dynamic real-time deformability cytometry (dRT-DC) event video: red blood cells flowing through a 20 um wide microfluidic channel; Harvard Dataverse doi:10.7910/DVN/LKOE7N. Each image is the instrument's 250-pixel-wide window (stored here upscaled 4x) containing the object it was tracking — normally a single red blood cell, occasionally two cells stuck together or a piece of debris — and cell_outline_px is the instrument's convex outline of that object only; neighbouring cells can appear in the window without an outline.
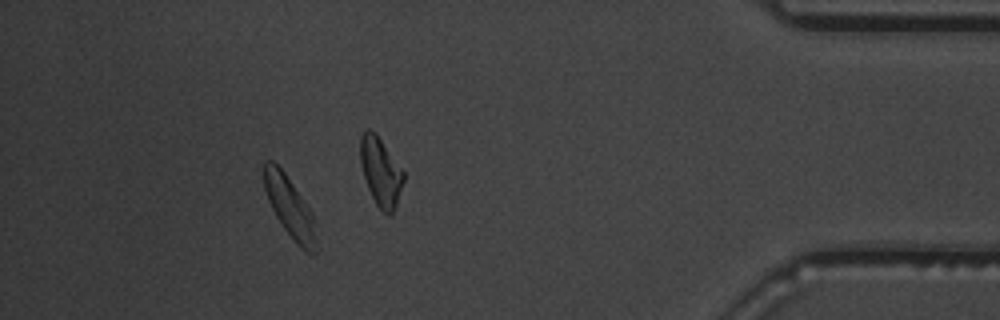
{"species": "common noctule bat (a hibernating species)", "species_latin": "Nyctalus noctula", "temperature_condition": "warm", "stored_images_in_passage": 44, "camera_frame_rate_fps": 3000, "um_per_image_px": 0.085, "animal": {"sex": "male", "body_mass_g": 19.5, "forearm_length_mm": 54.6}, "frame": {"image": 1, "passage_image": 38, "time_ms": 12.333, "image_size_px": [1000, 320], "cell_outline_px": [[316, 252], [312, 256], [300, 248], [296, 244], [284, 228], [276, 216], [268, 200], [264, 188], [264, 160], [272, 160], [284, 172], [304, 200], [312, 212], [316, 240]], "centroid_in_image_um": [24.63, 17.64], "position_along_channel_um": 410.6, "area_um2": 18.26}, "authors_computed_cell_mechanics": {"area_um2": 18.9295, "velocity_mm_per_s": 3.6463, "shape_relaxation_time_tau1_ms": 3.3551, "shape_relaxation_time_tau2_ms": 5.621, "deformation_change_tau1": 0.1274, "deformation_change_tau2": 0.1325}}